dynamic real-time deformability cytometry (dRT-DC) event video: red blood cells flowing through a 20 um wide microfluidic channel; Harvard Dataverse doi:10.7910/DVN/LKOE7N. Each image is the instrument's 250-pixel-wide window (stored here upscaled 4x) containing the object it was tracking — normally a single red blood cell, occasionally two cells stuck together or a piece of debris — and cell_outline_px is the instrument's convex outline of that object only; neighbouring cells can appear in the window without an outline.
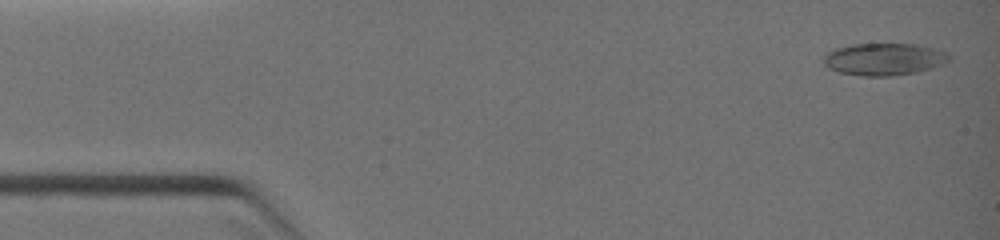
{"species": "common noctule bat (a hibernating species)", "species_latin": "Nyctalus noctula", "temperature_condition": "warm", "stored_images_in_passage": 15, "camera_frame_rate_fps": 3000, "um_per_image_px": 0.085, "animal": {"sex": "female", "body_mass_g": 19.0, "forearm_length_mm": 51.5}, "frame": {"image": 1, "passage_image": 1, "time_ms": 0.0, "image_size_px": [1000, 240], "cell_outline_px": [[948, 60], [928, 68], [912, 72], [888, 76], [864, 76], [840, 72], [828, 68], [824, 64], [824, 56], [828, 52], [836, 48], [852, 44], [912, 44], [932, 48], [944, 52], [948, 56]], "centroid_in_image_um": [75.03, 5.02], "position_along_channel_um": 10.0, "area_um2": 22.77}}
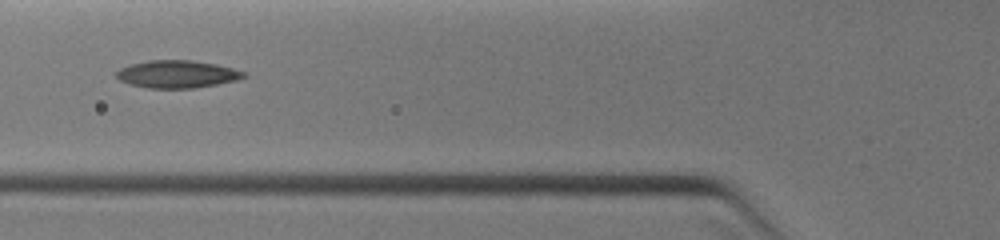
{"frame": {"image": 2, "passage_image": 9, "time_ms": 4.0, "image_size_px": [1000, 240], "cell_outline_px": [[248, 76], [236, 80], [216, 84], [192, 88], [148, 88], [128, 84], [120, 80], [116, 76], [116, 72], [120, 68], [128, 64], [148, 60], [192, 60], [216, 64], [248, 72]], "centroid_in_image_um": [15.05, 6.29], "position_along_channel_um": 110.8, "area_um2": 20.58}}
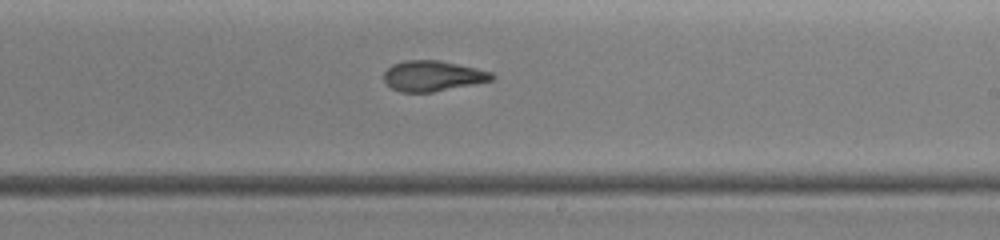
{"frame": {"image": 3, "passage_image": 15, "time_ms": 6.667, "image_size_px": [1000, 240], "cell_outline_px": [[496, 76], [492, 80], [476, 84], [432, 92], [400, 92], [392, 88], [384, 80], [384, 72], [392, 64], [404, 60], [440, 60], [476, 68], [492, 72]], "centroid_in_image_um": [36.79, 6.45], "position_along_channel_um": 252.2, "area_um2": 19.25}}